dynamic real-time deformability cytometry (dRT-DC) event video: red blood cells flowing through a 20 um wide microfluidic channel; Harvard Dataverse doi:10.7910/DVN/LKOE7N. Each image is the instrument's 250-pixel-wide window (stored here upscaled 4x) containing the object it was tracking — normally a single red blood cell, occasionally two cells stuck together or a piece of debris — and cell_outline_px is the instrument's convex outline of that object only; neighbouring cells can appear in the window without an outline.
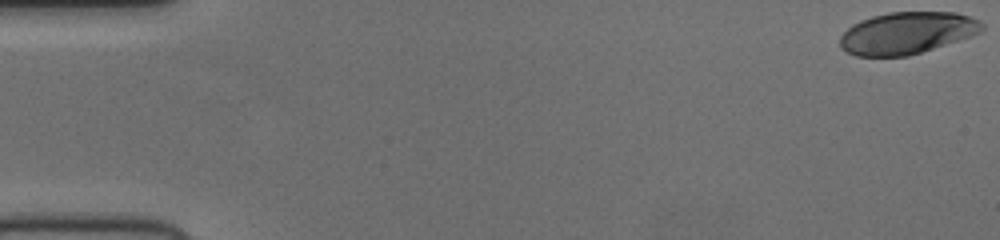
{"species": "human", "species_latin": "Homo sapiens", "temperature_condition": "cold", "stored_images_in_passage": 53, "camera_frame_rate_fps": 3000, "um_per_image_px": 0.085, "donor": {"sex": "female"}, "frame": {"image": 1, "passage_image": 1, "time_ms": 0.0, "image_size_px": [1000, 240], "cell_outline_px": [[984, 28], [980, 32], [972, 36], [908, 56], [856, 56], [840, 48], [840, 36], [852, 24], [860, 20], [872, 16], [888, 12], [956, 12], [972, 16], [980, 20], [984, 24]], "centroid_in_image_um": [77.11, 2.79], "position_along_channel_um": 7.9, "area_um2": 34.91}}
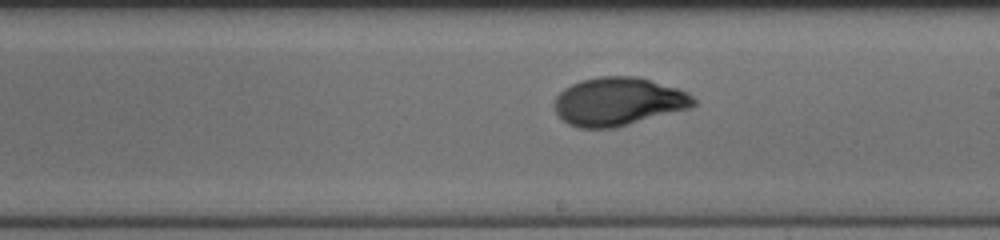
{"frame": {"image": 2, "passage_image": 31, "time_ms": 10.0, "image_size_px": [1000, 240], "cell_outline_px": [[696, 104], [688, 108], [616, 128], [580, 128], [568, 124], [556, 112], [552, 104], [556, 96], [564, 88], [580, 80], [600, 76], [636, 76], [676, 88], [688, 92], [696, 100]], "centroid_in_image_um": [52.52, 8.63], "position_along_channel_um": 236.5, "area_um2": 39.07}}
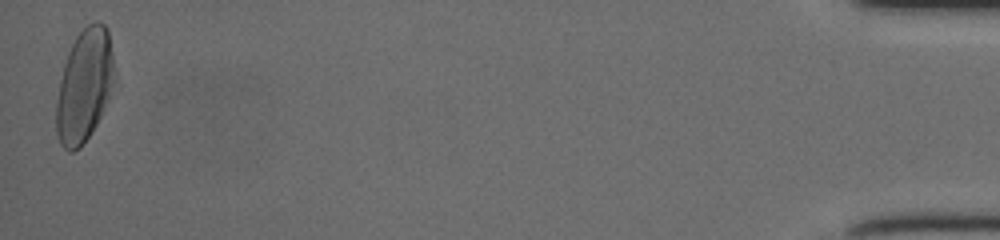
{"frame": {"image": 3, "passage_image": 53, "time_ms": 17.333, "image_size_px": [1000, 240], "cell_outline_px": [[116, 72], [108, 96], [100, 116], [96, 124], [80, 148], [72, 152], [68, 152], [60, 144], [56, 132], [56, 104], [60, 80], [64, 64], [68, 52], [76, 36], [88, 24], [96, 20], [104, 24], [108, 28]], "centroid_in_image_um": [7.17, 7.25], "position_along_channel_um": 428.0, "area_um2": 38.03}}